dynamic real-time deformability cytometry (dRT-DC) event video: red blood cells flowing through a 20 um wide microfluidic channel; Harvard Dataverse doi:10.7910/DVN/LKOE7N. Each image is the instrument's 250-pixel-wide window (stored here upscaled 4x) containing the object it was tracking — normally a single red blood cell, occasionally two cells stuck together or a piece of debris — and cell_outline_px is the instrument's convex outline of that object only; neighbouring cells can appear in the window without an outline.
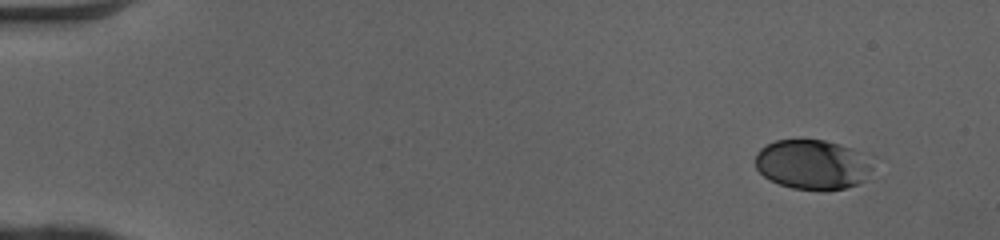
{"species": "human", "species_latin": "Homo sapiens", "temperature_condition": "cold", "stored_images_in_passage": 47, "camera_frame_rate_fps": 3000, "um_per_image_px": 0.085, "donor": {"sex": "female"}, "frame": {"image": 1, "passage_image": 1, "time_ms": 0.0, "image_size_px": [1000, 240], "cell_outline_px": [[876, 156], [872, 168], [864, 180], [856, 184], [844, 188], [824, 192], [792, 188], [780, 184], [764, 176], [756, 168], [756, 152], [760, 148], [776, 140], [824, 140], [840, 144]], "centroid_in_image_um": [69.14, 13.98], "position_along_channel_um": 15.9, "area_um2": 34.68}}
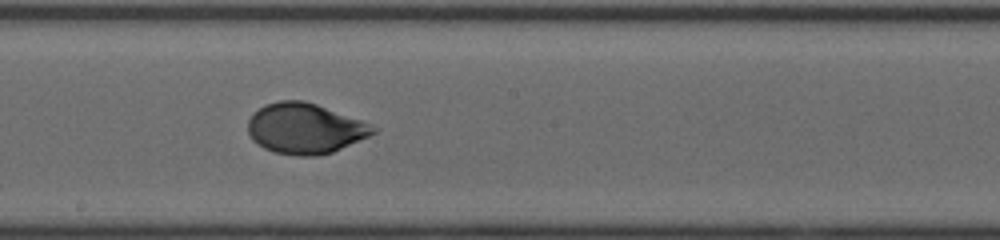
{"frame": {"image": 2, "passage_image": 26, "time_ms": 8.333, "image_size_px": [1000, 240], "cell_outline_px": [[380, 128], [376, 132], [368, 136], [332, 152], [316, 156], [296, 156], [276, 152], [264, 148], [256, 144], [252, 140], [248, 132], [248, 120], [252, 112], [264, 104], [280, 100], [304, 100], [316, 104], [372, 124]], "centroid_in_image_um": [25.89, 10.91], "position_along_channel_um": 222.3, "area_um2": 36.93}}
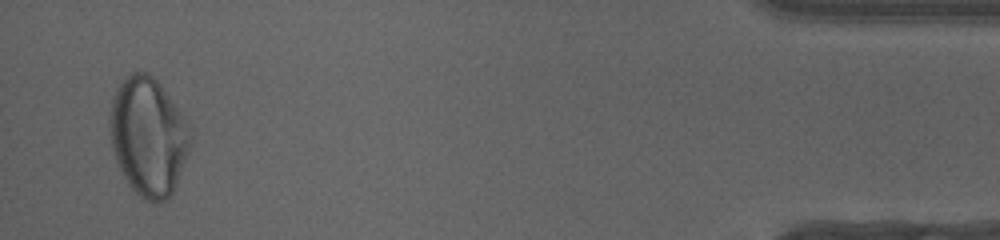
{"frame": {"image": 3, "passage_image": 46, "time_ms": 15.0, "image_size_px": [1000, 240], "cell_outline_px": [[192, 144], [176, 184], [168, 200], [156, 204], [152, 204], [140, 196], [128, 184], [116, 160], [112, 148], [108, 120], [112, 96], [116, 88], [124, 76], [128, 72], [148, 72], [160, 84], [184, 116], [192, 128]], "centroid_in_image_um": [12.61, 11.59], "position_along_channel_um": 422.6, "area_um2": 56.3}, "authors_computed_cell_mechanics": {"area_um2": 36.6452, "velocity_mm_per_s": 4.0761, "shape_relaxation_time_tau1_ms": 3.4325, "shape_relaxation_time_tau2_ms": null, "deformation_change_tau1": 0.1395, "deformation_change_tau2": null}}